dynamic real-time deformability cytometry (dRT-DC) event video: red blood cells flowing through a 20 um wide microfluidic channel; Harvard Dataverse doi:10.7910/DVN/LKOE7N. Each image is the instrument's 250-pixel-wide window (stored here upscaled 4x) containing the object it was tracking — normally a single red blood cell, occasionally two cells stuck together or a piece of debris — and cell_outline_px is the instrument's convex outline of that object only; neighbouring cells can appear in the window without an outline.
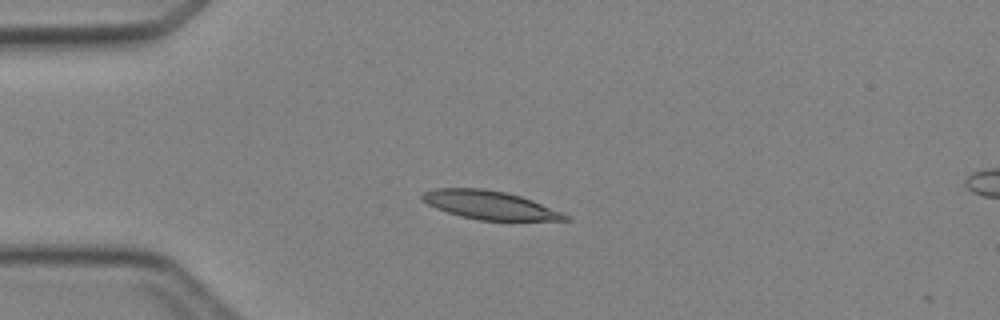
{"species": "Egyptian fruit bat (a non-hibernating species)", "species_latin": "Rousettus aegyptiacus", "temperature_condition": "cold", "stored_images_in_passage": 4, "camera_frame_rate_fps": 3000, "um_per_image_px": 0.085, "animal": {"sex": "female"}, "frame": {"image": 1, "passage_image": 3, "time_ms": 2.333, "image_size_px": [1000, 320], "cell_outline_px": [[572, 220], [480, 220], [460, 216], [436, 208], [428, 204], [420, 196], [424, 192], [432, 188], [484, 188], [504, 192], [520, 196], [532, 200], [560, 212], [568, 216]], "centroid_in_image_um": [41.58, 17.42], "position_along_channel_um": 43.4, "area_um2": 23.35}}